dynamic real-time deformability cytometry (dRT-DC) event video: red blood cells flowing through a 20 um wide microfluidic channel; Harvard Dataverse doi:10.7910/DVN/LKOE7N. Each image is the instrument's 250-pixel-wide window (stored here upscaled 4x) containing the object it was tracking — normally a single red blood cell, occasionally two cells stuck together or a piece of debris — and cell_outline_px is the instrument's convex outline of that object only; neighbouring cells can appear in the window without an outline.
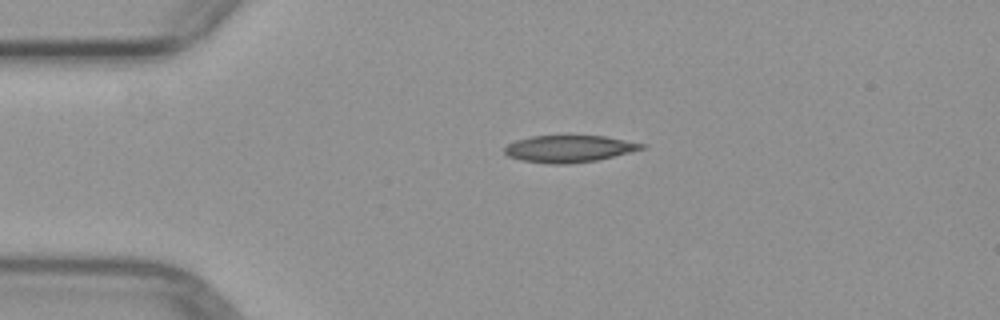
{"species": "common noctule bat (a hibernating species)", "species_latin": "Nyctalus noctula", "temperature_condition": "warm", "stored_images_in_passage": 2, "camera_frame_rate_fps": 3000, "um_per_image_px": 0.085, "animal": {"sex": "female", "body_mass_g": 29.2, "forearm_length_mm": 56.3}, "frame": {"image": 1, "passage_image": 1, "time_ms": 0.0, "image_size_px": [1000, 320], "cell_outline_px": [[648, 144], [644, 148], [596, 160], [564, 164], [552, 164], [520, 160], [508, 156], [504, 152], [504, 148], [508, 144], [516, 140], [532, 136], [604, 136]], "centroid_in_image_um": [48.35, 12.64], "position_along_channel_um": 36.7, "area_um2": 21.27}}